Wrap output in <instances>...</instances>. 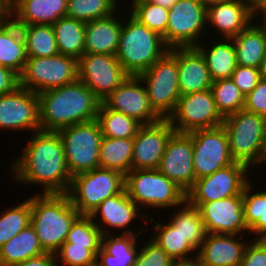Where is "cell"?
Instances as JSON below:
<instances>
[{
  "label": "cell",
  "instance_id": "obj_51",
  "mask_svg": "<svg viewBox=\"0 0 266 266\" xmlns=\"http://www.w3.org/2000/svg\"><path fill=\"white\" fill-rule=\"evenodd\" d=\"M11 19V3L9 0H0V24Z\"/></svg>",
  "mask_w": 266,
  "mask_h": 266
},
{
  "label": "cell",
  "instance_id": "obj_35",
  "mask_svg": "<svg viewBox=\"0 0 266 266\" xmlns=\"http://www.w3.org/2000/svg\"><path fill=\"white\" fill-rule=\"evenodd\" d=\"M170 223L178 229L189 244L198 251L207 232L198 207L185 200L178 210H174Z\"/></svg>",
  "mask_w": 266,
  "mask_h": 266
},
{
  "label": "cell",
  "instance_id": "obj_36",
  "mask_svg": "<svg viewBox=\"0 0 266 266\" xmlns=\"http://www.w3.org/2000/svg\"><path fill=\"white\" fill-rule=\"evenodd\" d=\"M249 181L243 188L244 220L249 229V234L256 238L266 239V191L256 192L251 190L252 182Z\"/></svg>",
  "mask_w": 266,
  "mask_h": 266
},
{
  "label": "cell",
  "instance_id": "obj_45",
  "mask_svg": "<svg viewBox=\"0 0 266 266\" xmlns=\"http://www.w3.org/2000/svg\"><path fill=\"white\" fill-rule=\"evenodd\" d=\"M177 263L151 238L139 249L133 266H175Z\"/></svg>",
  "mask_w": 266,
  "mask_h": 266
},
{
  "label": "cell",
  "instance_id": "obj_7",
  "mask_svg": "<svg viewBox=\"0 0 266 266\" xmlns=\"http://www.w3.org/2000/svg\"><path fill=\"white\" fill-rule=\"evenodd\" d=\"M125 189V175L107 169L95 168L72 177L68 196L81 215H90L104 200Z\"/></svg>",
  "mask_w": 266,
  "mask_h": 266
},
{
  "label": "cell",
  "instance_id": "obj_9",
  "mask_svg": "<svg viewBox=\"0 0 266 266\" xmlns=\"http://www.w3.org/2000/svg\"><path fill=\"white\" fill-rule=\"evenodd\" d=\"M153 109L163 118L174 112L180 97L178 84L177 47L158 59L147 71L138 75Z\"/></svg>",
  "mask_w": 266,
  "mask_h": 266
},
{
  "label": "cell",
  "instance_id": "obj_11",
  "mask_svg": "<svg viewBox=\"0 0 266 266\" xmlns=\"http://www.w3.org/2000/svg\"><path fill=\"white\" fill-rule=\"evenodd\" d=\"M206 27L207 9L200 0H177L169 9L166 45L196 47Z\"/></svg>",
  "mask_w": 266,
  "mask_h": 266
},
{
  "label": "cell",
  "instance_id": "obj_37",
  "mask_svg": "<svg viewBox=\"0 0 266 266\" xmlns=\"http://www.w3.org/2000/svg\"><path fill=\"white\" fill-rule=\"evenodd\" d=\"M27 57H50L59 53L52 25H19Z\"/></svg>",
  "mask_w": 266,
  "mask_h": 266
},
{
  "label": "cell",
  "instance_id": "obj_40",
  "mask_svg": "<svg viewBox=\"0 0 266 266\" xmlns=\"http://www.w3.org/2000/svg\"><path fill=\"white\" fill-rule=\"evenodd\" d=\"M131 15L147 28L163 37L166 44V27L169 9L148 0H131Z\"/></svg>",
  "mask_w": 266,
  "mask_h": 266
},
{
  "label": "cell",
  "instance_id": "obj_55",
  "mask_svg": "<svg viewBox=\"0 0 266 266\" xmlns=\"http://www.w3.org/2000/svg\"><path fill=\"white\" fill-rule=\"evenodd\" d=\"M260 78L266 80V54L260 66Z\"/></svg>",
  "mask_w": 266,
  "mask_h": 266
},
{
  "label": "cell",
  "instance_id": "obj_2",
  "mask_svg": "<svg viewBox=\"0 0 266 266\" xmlns=\"http://www.w3.org/2000/svg\"><path fill=\"white\" fill-rule=\"evenodd\" d=\"M40 129L61 128L97 119L101 101L79 79L38 94Z\"/></svg>",
  "mask_w": 266,
  "mask_h": 266
},
{
  "label": "cell",
  "instance_id": "obj_4",
  "mask_svg": "<svg viewBox=\"0 0 266 266\" xmlns=\"http://www.w3.org/2000/svg\"><path fill=\"white\" fill-rule=\"evenodd\" d=\"M128 18L127 22L122 18L116 58L129 76H138L147 71L170 48L158 33L141 24L131 14Z\"/></svg>",
  "mask_w": 266,
  "mask_h": 266
},
{
  "label": "cell",
  "instance_id": "obj_21",
  "mask_svg": "<svg viewBox=\"0 0 266 266\" xmlns=\"http://www.w3.org/2000/svg\"><path fill=\"white\" fill-rule=\"evenodd\" d=\"M244 235L207 233L197 252L198 266H240L244 251L250 241Z\"/></svg>",
  "mask_w": 266,
  "mask_h": 266
},
{
  "label": "cell",
  "instance_id": "obj_52",
  "mask_svg": "<svg viewBox=\"0 0 266 266\" xmlns=\"http://www.w3.org/2000/svg\"><path fill=\"white\" fill-rule=\"evenodd\" d=\"M151 3L170 9L177 0H148Z\"/></svg>",
  "mask_w": 266,
  "mask_h": 266
},
{
  "label": "cell",
  "instance_id": "obj_29",
  "mask_svg": "<svg viewBox=\"0 0 266 266\" xmlns=\"http://www.w3.org/2000/svg\"><path fill=\"white\" fill-rule=\"evenodd\" d=\"M26 61L25 40L20 26L12 19L0 24V66L11 69L19 76Z\"/></svg>",
  "mask_w": 266,
  "mask_h": 266
},
{
  "label": "cell",
  "instance_id": "obj_39",
  "mask_svg": "<svg viewBox=\"0 0 266 266\" xmlns=\"http://www.w3.org/2000/svg\"><path fill=\"white\" fill-rule=\"evenodd\" d=\"M210 90L223 118L243 109L245 95L231 78L212 81Z\"/></svg>",
  "mask_w": 266,
  "mask_h": 266
},
{
  "label": "cell",
  "instance_id": "obj_48",
  "mask_svg": "<svg viewBox=\"0 0 266 266\" xmlns=\"http://www.w3.org/2000/svg\"><path fill=\"white\" fill-rule=\"evenodd\" d=\"M243 109L266 117V80L260 79L258 85L245 96Z\"/></svg>",
  "mask_w": 266,
  "mask_h": 266
},
{
  "label": "cell",
  "instance_id": "obj_22",
  "mask_svg": "<svg viewBox=\"0 0 266 266\" xmlns=\"http://www.w3.org/2000/svg\"><path fill=\"white\" fill-rule=\"evenodd\" d=\"M140 211L142 210L130 199L126 189H124L121 193L104 200L89 216L102 234H112V231L109 230L111 228L124 229L122 234H136L132 228H129L132 225L131 222L136 220L135 218L138 216H142L139 218L148 217ZM97 216L101 218V223L95 220Z\"/></svg>",
  "mask_w": 266,
  "mask_h": 266
},
{
  "label": "cell",
  "instance_id": "obj_34",
  "mask_svg": "<svg viewBox=\"0 0 266 266\" xmlns=\"http://www.w3.org/2000/svg\"><path fill=\"white\" fill-rule=\"evenodd\" d=\"M133 138L102 137L99 167L118 171L126 175L132 170Z\"/></svg>",
  "mask_w": 266,
  "mask_h": 266
},
{
  "label": "cell",
  "instance_id": "obj_20",
  "mask_svg": "<svg viewBox=\"0 0 266 266\" xmlns=\"http://www.w3.org/2000/svg\"><path fill=\"white\" fill-rule=\"evenodd\" d=\"M174 132L168 119L142 125L133 138L132 170L157 169Z\"/></svg>",
  "mask_w": 266,
  "mask_h": 266
},
{
  "label": "cell",
  "instance_id": "obj_23",
  "mask_svg": "<svg viewBox=\"0 0 266 266\" xmlns=\"http://www.w3.org/2000/svg\"><path fill=\"white\" fill-rule=\"evenodd\" d=\"M256 15L246 0H231L207 9V27H215L222 38H232L257 21Z\"/></svg>",
  "mask_w": 266,
  "mask_h": 266
},
{
  "label": "cell",
  "instance_id": "obj_18",
  "mask_svg": "<svg viewBox=\"0 0 266 266\" xmlns=\"http://www.w3.org/2000/svg\"><path fill=\"white\" fill-rule=\"evenodd\" d=\"M157 170L187 193L195 183L193 144L189 133L174 132Z\"/></svg>",
  "mask_w": 266,
  "mask_h": 266
},
{
  "label": "cell",
  "instance_id": "obj_41",
  "mask_svg": "<svg viewBox=\"0 0 266 266\" xmlns=\"http://www.w3.org/2000/svg\"><path fill=\"white\" fill-rule=\"evenodd\" d=\"M118 2V0H68L66 16L84 23L91 22L116 13Z\"/></svg>",
  "mask_w": 266,
  "mask_h": 266
},
{
  "label": "cell",
  "instance_id": "obj_10",
  "mask_svg": "<svg viewBox=\"0 0 266 266\" xmlns=\"http://www.w3.org/2000/svg\"><path fill=\"white\" fill-rule=\"evenodd\" d=\"M77 79L78 60L58 53L50 57H27L19 75V86L39 94Z\"/></svg>",
  "mask_w": 266,
  "mask_h": 266
},
{
  "label": "cell",
  "instance_id": "obj_27",
  "mask_svg": "<svg viewBox=\"0 0 266 266\" xmlns=\"http://www.w3.org/2000/svg\"><path fill=\"white\" fill-rule=\"evenodd\" d=\"M103 234L96 266H133L138 254L137 234ZM137 245V246H136Z\"/></svg>",
  "mask_w": 266,
  "mask_h": 266
},
{
  "label": "cell",
  "instance_id": "obj_44",
  "mask_svg": "<svg viewBox=\"0 0 266 266\" xmlns=\"http://www.w3.org/2000/svg\"><path fill=\"white\" fill-rule=\"evenodd\" d=\"M57 266H96L97 255L88 246L65 241L54 253ZM59 261V262H58Z\"/></svg>",
  "mask_w": 266,
  "mask_h": 266
},
{
  "label": "cell",
  "instance_id": "obj_17",
  "mask_svg": "<svg viewBox=\"0 0 266 266\" xmlns=\"http://www.w3.org/2000/svg\"><path fill=\"white\" fill-rule=\"evenodd\" d=\"M103 103L109 109L122 112L142 125L163 119L151 106L146 88L138 76H128Z\"/></svg>",
  "mask_w": 266,
  "mask_h": 266
},
{
  "label": "cell",
  "instance_id": "obj_56",
  "mask_svg": "<svg viewBox=\"0 0 266 266\" xmlns=\"http://www.w3.org/2000/svg\"><path fill=\"white\" fill-rule=\"evenodd\" d=\"M260 15L261 16L263 15V18L260 19ZM256 16H257V18L259 17V19L262 20L261 26L266 30V13H261V14H258Z\"/></svg>",
  "mask_w": 266,
  "mask_h": 266
},
{
  "label": "cell",
  "instance_id": "obj_49",
  "mask_svg": "<svg viewBox=\"0 0 266 266\" xmlns=\"http://www.w3.org/2000/svg\"><path fill=\"white\" fill-rule=\"evenodd\" d=\"M19 86V76L11 69L0 66V96L13 92Z\"/></svg>",
  "mask_w": 266,
  "mask_h": 266
},
{
  "label": "cell",
  "instance_id": "obj_31",
  "mask_svg": "<svg viewBox=\"0 0 266 266\" xmlns=\"http://www.w3.org/2000/svg\"><path fill=\"white\" fill-rule=\"evenodd\" d=\"M44 252L30 224L0 247V266H12Z\"/></svg>",
  "mask_w": 266,
  "mask_h": 266
},
{
  "label": "cell",
  "instance_id": "obj_59",
  "mask_svg": "<svg viewBox=\"0 0 266 266\" xmlns=\"http://www.w3.org/2000/svg\"><path fill=\"white\" fill-rule=\"evenodd\" d=\"M11 5L16 1V0H9Z\"/></svg>",
  "mask_w": 266,
  "mask_h": 266
},
{
  "label": "cell",
  "instance_id": "obj_47",
  "mask_svg": "<svg viewBox=\"0 0 266 266\" xmlns=\"http://www.w3.org/2000/svg\"><path fill=\"white\" fill-rule=\"evenodd\" d=\"M253 240L247 244L240 266H266V239Z\"/></svg>",
  "mask_w": 266,
  "mask_h": 266
},
{
  "label": "cell",
  "instance_id": "obj_14",
  "mask_svg": "<svg viewBox=\"0 0 266 266\" xmlns=\"http://www.w3.org/2000/svg\"><path fill=\"white\" fill-rule=\"evenodd\" d=\"M189 134L192 137L196 180L235 162L231 157L229 140L223 125Z\"/></svg>",
  "mask_w": 266,
  "mask_h": 266
},
{
  "label": "cell",
  "instance_id": "obj_42",
  "mask_svg": "<svg viewBox=\"0 0 266 266\" xmlns=\"http://www.w3.org/2000/svg\"><path fill=\"white\" fill-rule=\"evenodd\" d=\"M3 213V214H2ZM0 214V247L31 224L30 198Z\"/></svg>",
  "mask_w": 266,
  "mask_h": 266
},
{
  "label": "cell",
  "instance_id": "obj_57",
  "mask_svg": "<svg viewBox=\"0 0 266 266\" xmlns=\"http://www.w3.org/2000/svg\"><path fill=\"white\" fill-rule=\"evenodd\" d=\"M266 13V1L265 3L256 11V14Z\"/></svg>",
  "mask_w": 266,
  "mask_h": 266
},
{
  "label": "cell",
  "instance_id": "obj_24",
  "mask_svg": "<svg viewBox=\"0 0 266 266\" xmlns=\"http://www.w3.org/2000/svg\"><path fill=\"white\" fill-rule=\"evenodd\" d=\"M177 64L180 96L211 88L205 59L196 47H177Z\"/></svg>",
  "mask_w": 266,
  "mask_h": 266
},
{
  "label": "cell",
  "instance_id": "obj_54",
  "mask_svg": "<svg viewBox=\"0 0 266 266\" xmlns=\"http://www.w3.org/2000/svg\"><path fill=\"white\" fill-rule=\"evenodd\" d=\"M256 11L265 3L266 0H246Z\"/></svg>",
  "mask_w": 266,
  "mask_h": 266
},
{
  "label": "cell",
  "instance_id": "obj_6",
  "mask_svg": "<svg viewBox=\"0 0 266 266\" xmlns=\"http://www.w3.org/2000/svg\"><path fill=\"white\" fill-rule=\"evenodd\" d=\"M125 189L140 209L146 206L171 209L186 200V193L157 169L129 171L125 175Z\"/></svg>",
  "mask_w": 266,
  "mask_h": 266
},
{
  "label": "cell",
  "instance_id": "obj_58",
  "mask_svg": "<svg viewBox=\"0 0 266 266\" xmlns=\"http://www.w3.org/2000/svg\"><path fill=\"white\" fill-rule=\"evenodd\" d=\"M175 266H198L196 262H192V263H179L176 264Z\"/></svg>",
  "mask_w": 266,
  "mask_h": 266
},
{
  "label": "cell",
  "instance_id": "obj_53",
  "mask_svg": "<svg viewBox=\"0 0 266 266\" xmlns=\"http://www.w3.org/2000/svg\"><path fill=\"white\" fill-rule=\"evenodd\" d=\"M200 1L203 3L205 8L208 9L211 6L218 5L221 3H226V2H229L231 0H200Z\"/></svg>",
  "mask_w": 266,
  "mask_h": 266
},
{
  "label": "cell",
  "instance_id": "obj_26",
  "mask_svg": "<svg viewBox=\"0 0 266 266\" xmlns=\"http://www.w3.org/2000/svg\"><path fill=\"white\" fill-rule=\"evenodd\" d=\"M122 20L116 14L98 18L85 24L84 53L116 55Z\"/></svg>",
  "mask_w": 266,
  "mask_h": 266
},
{
  "label": "cell",
  "instance_id": "obj_15",
  "mask_svg": "<svg viewBox=\"0 0 266 266\" xmlns=\"http://www.w3.org/2000/svg\"><path fill=\"white\" fill-rule=\"evenodd\" d=\"M129 75L116 55L84 53L78 59V79L103 102Z\"/></svg>",
  "mask_w": 266,
  "mask_h": 266
},
{
  "label": "cell",
  "instance_id": "obj_5",
  "mask_svg": "<svg viewBox=\"0 0 266 266\" xmlns=\"http://www.w3.org/2000/svg\"><path fill=\"white\" fill-rule=\"evenodd\" d=\"M235 162L248 168L266 162V117L242 109L224 118L222 123ZM253 165V166H252Z\"/></svg>",
  "mask_w": 266,
  "mask_h": 266
},
{
  "label": "cell",
  "instance_id": "obj_46",
  "mask_svg": "<svg viewBox=\"0 0 266 266\" xmlns=\"http://www.w3.org/2000/svg\"><path fill=\"white\" fill-rule=\"evenodd\" d=\"M231 79L246 96L258 85L261 79L260 69L237 65Z\"/></svg>",
  "mask_w": 266,
  "mask_h": 266
},
{
  "label": "cell",
  "instance_id": "obj_50",
  "mask_svg": "<svg viewBox=\"0 0 266 266\" xmlns=\"http://www.w3.org/2000/svg\"><path fill=\"white\" fill-rule=\"evenodd\" d=\"M55 254L44 252L38 256L27 259L12 266H57Z\"/></svg>",
  "mask_w": 266,
  "mask_h": 266
},
{
  "label": "cell",
  "instance_id": "obj_13",
  "mask_svg": "<svg viewBox=\"0 0 266 266\" xmlns=\"http://www.w3.org/2000/svg\"><path fill=\"white\" fill-rule=\"evenodd\" d=\"M249 168L234 162L213 174L195 180L192 188L186 193L189 203H206L240 195L250 181L246 177Z\"/></svg>",
  "mask_w": 266,
  "mask_h": 266
},
{
  "label": "cell",
  "instance_id": "obj_43",
  "mask_svg": "<svg viewBox=\"0 0 266 266\" xmlns=\"http://www.w3.org/2000/svg\"><path fill=\"white\" fill-rule=\"evenodd\" d=\"M102 232L89 215H80L72 224L67 242L88 246L96 255L101 248Z\"/></svg>",
  "mask_w": 266,
  "mask_h": 266
},
{
  "label": "cell",
  "instance_id": "obj_30",
  "mask_svg": "<svg viewBox=\"0 0 266 266\" xmlns=\"http://www.w3.org/2000/svg\"><path fill=\"white\" fill-rule=\"evenodd\" d=\"M236 50L237 65L260 69L266 54V30L252 23L231 38Z\"/></svg>",
  "mask_w": 266,
  "mask_h": 266
},
{
  "label": "cell",
  "instance_id": "obj_1",
  "mask_svg": "<svg viewBox=\"0 0 266 266\" xmlns=\"http://www.w3.org/2000/svg\"><path fill=\"white\" fill-rule=\"evenodd\" d=\"M30 138L19 157L11 162L10 176L20 184H39L42 194L68 193L72 177L58 132L39 130Z\"/></svg>",
  "mask_w": 266,
  "mask_h": 266
},
{
  "label": "cell",
  "instance_id": "obj_8",
  "mask_svg": "<svg viewBox=\"0 0 266 266\" xmlns=\"http://www.w3.org/2000/svg\"><path fill=\"white\" fill-rule=\"evenodd\" d=\"M71 177L99 167L101 127L97 119L59 129Z\"/></svg>",
  "mask_w": 266,
  "mask_h": 266
},
{
  "label": "cell",
  "instance_id": "obj_32",
  "mask_svg": "<svg viewBox=\"0 0 266 266\" xmlns=\"http://www.w3.org/2000/svg\"><path fill=\"white\" fill-rule=\"evenodd\" d=\"M149 220L151 224L152 222H155L153 228H155L157 233L156 235L155 233H152V236L153 234L154 236H151L150 238L163 248L177 264L196 262L197 252L195 254V249L189 244L186 238L182 236L178 229H176L169 221L167 222L168 224H159L154 218Z\"/></svg>",
  "mask_w": 266,
  "mask_h": 266
},
{
  "label": "cell",
  "instance_id": "obj_25",
  "mask_svg": "<svg viewBox=\"0 0 266 266\" xmlns=\"http://www.w3.org/2000/svg\"><path fill=\"white\" fill-rule=\"evenodd\" d=\"M68 0H16L11 19L18 25H53L67 14Z\"/></svg>",
  "mask_w": 266,
  "mask_h": 266
},
{
  "label": "cell",
  "instance_id": "obj_38",
  "mask_svg": "<svg viewBox=\"0 0 266 266\" xmlns=\"http://www.w3.org/2000/svg\"><path fill=\"white\" fill-rule=\"evenodd\" d=\"M97 121L102 136L110 138H134L142 126L140 122L122 112L109 109L103 102L99 107Z\"/></svg>",
  "mask_w": 266,
  "mask_h": 266
},
{
  "label": "cell",
  "instance_id": "obj_3",
  "mask_svg": "<svg viewBox=\"0 0 266 266\" xmlns=\"http://www.w3.org/2000/svg\"><path fill=\"white\" fill-rule=\"evenodd\" d=\"M31 225L45 252L55 253L66 241L74 221L81 215L67 193L30 196Z\"/></svg>",
  "mask_w": 266,
  "mask_h": 266
},
{
  "label": "cell",
  "instance_id": "obj_28",
  "mask_svg": "<svg viewBox=\"0 0 266 266\" xmlns=\"http://www.w3.org/2000/svg\"><path fill=\"white\" fill-rule=\"evenodd\" d=\"M222 39H216L214 42L210 39L212 45L208 48L204 44L200 45L201 43L196 46L205 59L212 81L231 78L232 73L237 68L234 42L231 38Z\"/></svg>",
  "mask_w": 266,
  "mask_h": 266
},
{
  "label": "cell",
  "instance_id": "obj_33",
  "mask_svg": "<svg viewBox=\"0 0 266 266\" xmlns=\"http://www.w3.org/2000/svg\"><path fill=\"white\" fill-rule=\"evenodd\" d=\"M85 24L64 16L52 25L59 54L74 57L77 60L84 54Z\"/></svg>",
  "mask_w": 266,
  "mask_h": 266
},
{
  "label": "cell",
  "instance_id": "obj_16",
  "mask_svg": "<svg viewBox=\"0 0 266 266\" xmlns=\"http://www.w3.org/2000/svg\"><path fill=\"white\" fill-rule=\"evenodd\" d=\"M40 129L38 94L18 86L13 92L0 96V130Z\"/></svg>",
  "mask_w": 266,
  "mask_h": 266
},
{
  "label": "cell",
  "instance_id": "obj_19",
  "mask_svg": "<svg viewBox=\"0 0 266 266\" xmlns=\"http://www.w3.org/2000/svg\"><path fill=\"white\" fill-rule=\"evenodd\" d=\"M190 204L198 207L207 233L249 234L244 220L243 194L218 201Z\"/></svg>",
  "mask_w": 266,
  "mask_h": 266
},
{
  "label": "cell",
  "instance_id": "obj_12",
  "mask_svg": "<svg viewBox=\"0 0 266 266\" xmlns=\"http://www.w3.org/2000/svg\"><path fill=\"white\" fill-rule=\"evenodd\" d=\"M168 120L175 132L190 133L221 126L224 118L217 110L211 90L207 89L181 95Z\"/></svg>",
  "mask_w": 266,
  "mask_h": 266
}]
</instances>
